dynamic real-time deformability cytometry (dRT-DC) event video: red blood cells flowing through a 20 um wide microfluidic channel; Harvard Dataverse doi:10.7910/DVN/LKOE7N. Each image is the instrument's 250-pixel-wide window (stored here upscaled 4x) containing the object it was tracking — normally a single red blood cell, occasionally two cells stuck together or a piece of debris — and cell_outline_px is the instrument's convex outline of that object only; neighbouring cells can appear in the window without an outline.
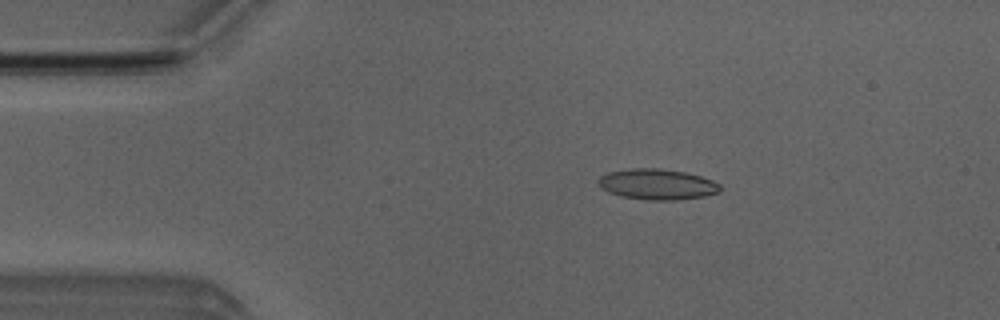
{"species": "Egyptian fruit bat (a non-hibernating species)", "species_latin": "Rousettus aegyptiacus", "temperature_condition": "room temperature", "stored_images_in_passage": 50, "camera_frame_rate_fps": 3000, "um_per_image_px": 0.085, "animal": {"sex": "male"}, "frame": {"image": 1, "passage_image": 8, "time_ms": 2.333, "image_size_px": [1000, 320], "cell_outline_px": [[720, 192], [704, 196], [676, 200], [648, 200], [620, 196], [608, 192], [600, 188], [596, 184], [596, 180], [600, 176], [608, 172], [632, 168], [660, 168], [684, 172], [700, 176], [712, 180], [720, 184]], "centroid_in_image_um": [55.81, 15.66], "position_along_channel_um": 29.2, "area_um2": 21.96}}
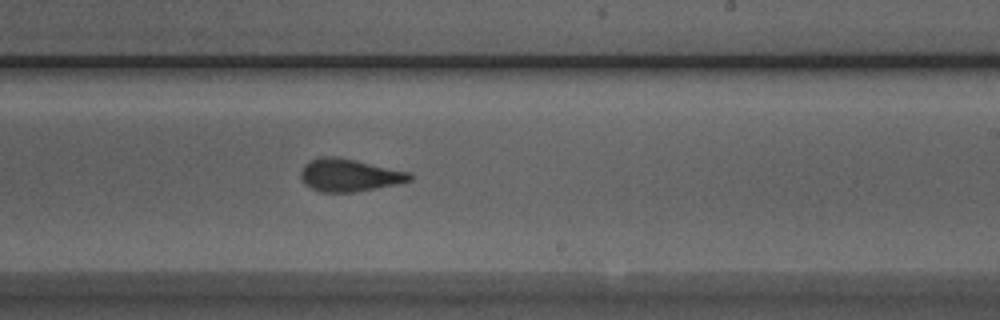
{"frame": {"image": 2, "passage_image": 29, "time_ms": 9.333, "image_size_px": [1000, 320], "cell_outline_px": [[412, 180], [396, 184], [376, 188], [352, 192], [320, 192], [304, 184], [300, 180], [300, 172], [304, 164], [308, 160], [320, 156], [336, 156], [356, 160], [408, 172], [412, 176]], "centroid_in_image_um": [29.61, 14.88], "position_along_channel_um": 259.4, "area_um2": 20.75}}
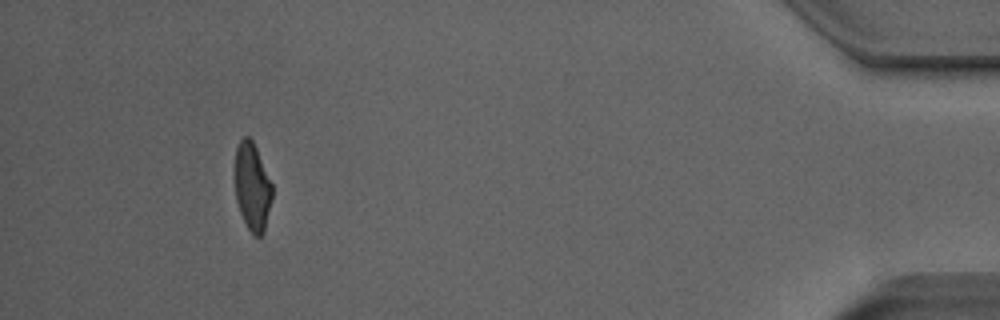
{"frame": {"image": 3, "passage_image": 46, "time_ms": 15.0, "image_size_px": [1000, 320], "cell_outline_px": [[272, 200], [264, 232], [260, 236], [252, 236], [240, 212], [236, 200], [236, 148], [240, 140], [244, 136], [248, 136], [252, 140], [256, 148], [272, 184]], "centroid_in_image_um": [21.46, 15.91], "position_along_channel_um": 413.7, "area_um2": 18.84}, "authors_computed_cell_mechanics": {"area_um2": 20.7502, "velocity_mm_per_s": 3.9887, "shape_relaxation_time_tau1_ms": 6.921, "shape_relaxation_time_tau2_ms": 1.134, "deformation_change_tau1": 0.1945, "deformation_change_tau2": 0.0899}}